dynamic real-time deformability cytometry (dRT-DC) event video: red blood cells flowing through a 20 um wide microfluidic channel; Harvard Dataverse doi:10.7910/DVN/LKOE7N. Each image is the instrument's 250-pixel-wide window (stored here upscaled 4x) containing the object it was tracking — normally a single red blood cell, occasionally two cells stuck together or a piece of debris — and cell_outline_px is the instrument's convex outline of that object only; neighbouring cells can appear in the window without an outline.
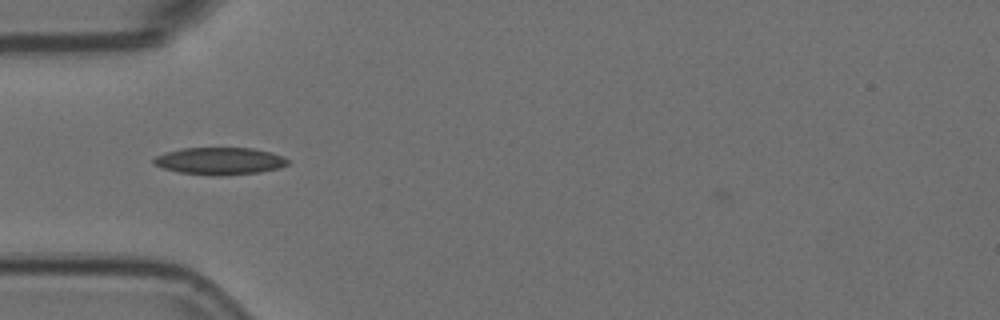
{"species": "Egyptian fruit bat (a non-hibernating species)", "species_latin": "Rousettus aegyptiacus", "temperature_condition": "room temperature", "stored_images_in_passage": 10, "camera_frame_rate_fps": 3000, "um_per_image_px": 0.085, "animal": {"sex": "female"}, "frame": {"image": 1, "passage_image": 1, "time_ms": 0.0, "image_size_px": [1000, 320], "cell_outline_px": [[288, 164], [280, 168], [260, 172], [220, 176], [216, 176], [180, 172], [164, 168], [152, 164], [152, 160], [156, 156], [164, 152], [184, 148], [252, 148], [272, 152], [284, 156], [288, 160]], "centroid_in_image_um": [18.69, 13.68], "position_along_channel_um": 66.3, "area_um2": 21.39}}
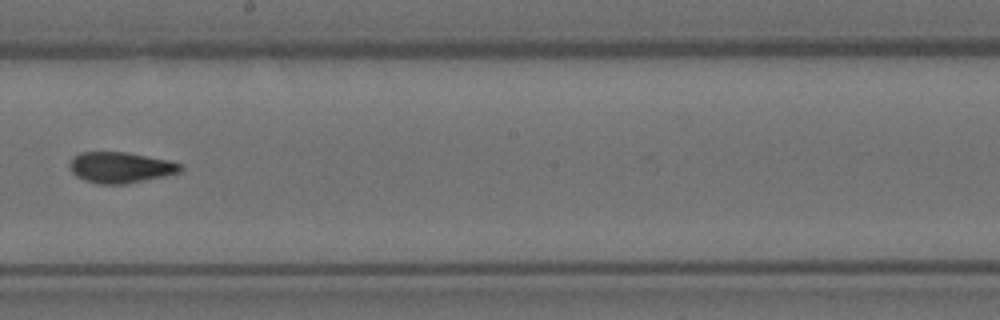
{"frame": {"image": 2, "passage_image": 5, "time_ms": 1.333, "image_size_px": [1000, 320], "cell_outline_px": [[184, 168], [180, 172], [164, 176], [124, 184], [100, 184], [84, 180], [76, 176], [72, 172], [68, 164], [72, 156], [80, 152], [128, 152], [168, 160], [180, 164]], "centroid_in_image_um": [10.21, 14.22], "position_along_channel_um": 238.0, "area_um2": 20.0}}
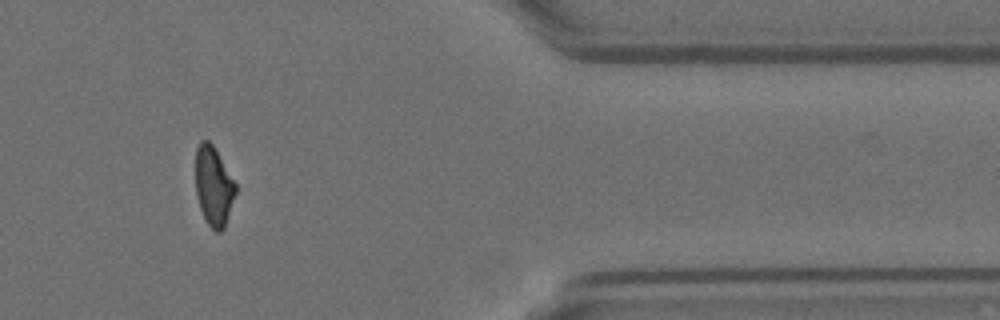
{"frame": {"image": 3, "passage_image": 9, "time_ms": 2.667, "image_size_px": [1000, 320], "cell_outline_px": [[236, 192], [224, 228], [220, 232], [216, 232], [208, 224], [200, 208], [196, 196], [196, 148], [200, 140], [208, 140], [212, 144], [236, 184]], "centroid_in_image_um": [18.14, 15.82], "position_along_channel_um": 393.3, "area_um2": 18.26}}